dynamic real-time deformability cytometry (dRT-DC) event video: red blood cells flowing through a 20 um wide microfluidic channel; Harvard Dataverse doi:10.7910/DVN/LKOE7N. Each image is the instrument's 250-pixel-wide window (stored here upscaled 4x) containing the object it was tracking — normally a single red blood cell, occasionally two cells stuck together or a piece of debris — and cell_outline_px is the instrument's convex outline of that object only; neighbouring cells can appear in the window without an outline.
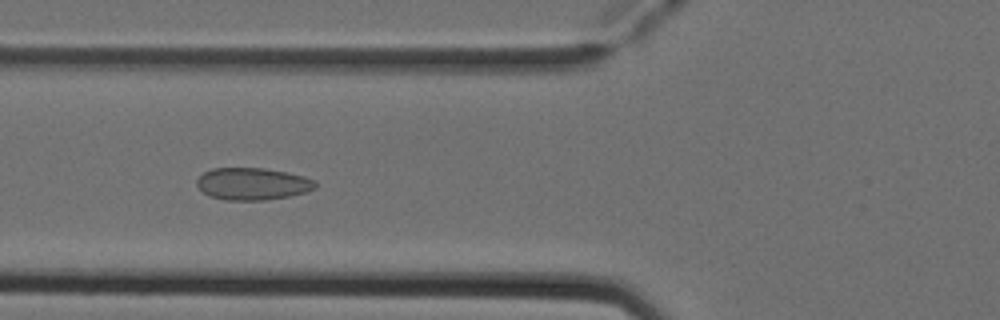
{"species": "Egyptian fruit bat (a non-hibernating species)", "species_latin": "Rousettus aegyptiacus", "temperature_condition": "cold", "stored_images_in_passage": 52, "camera_frame_rate_fps": 3000, "um_per_image_px": 0.085, "animal": {"sex": "female"}, "frame": {"image": 1, "passage_image": 20, "time_ms": 6.333, "image_size_px": [1000, 320], "cell_outline_px": [[316, 188], [304, 192], [288, 196], [264, 200], [224, 200], [212, 196], [204, 192], [196, 184], [196, 180], [204, 172], [212, 168], [264, 168], [304, 176], [316, 180]], "centroid_in_image_um": [21.47, 15.62], "position_along_channel_um": 104.3, "area_um2": 22.02}}
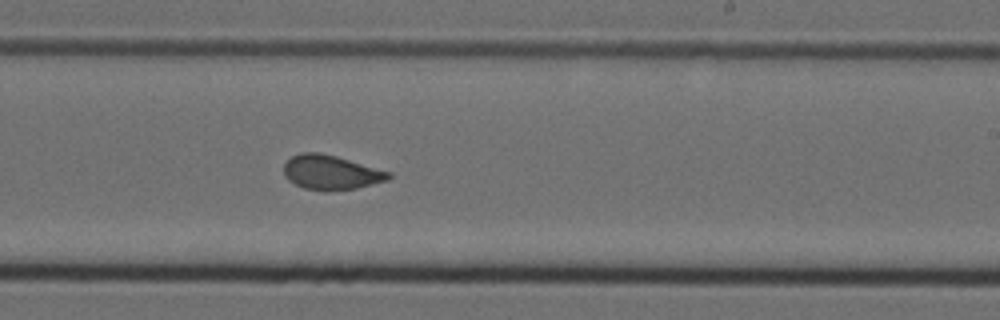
{"frame": {"image": 2, "passage_image": 32, "time_ms": 10.333, "image_size_px": [1000, 320], "cell_outline_px": [[392, 176], [388, 180], [356, 188], [324, 192], [304, 188], [288, 180], [284, 176], [284, 164], [292, 156], [300, 152], [320, 152], [336, 156], [392, 172]], "centroid_in_image_um": [28.13, 14.66], "position_along_channel_um": 260.9, "area_um2": 21.21}}
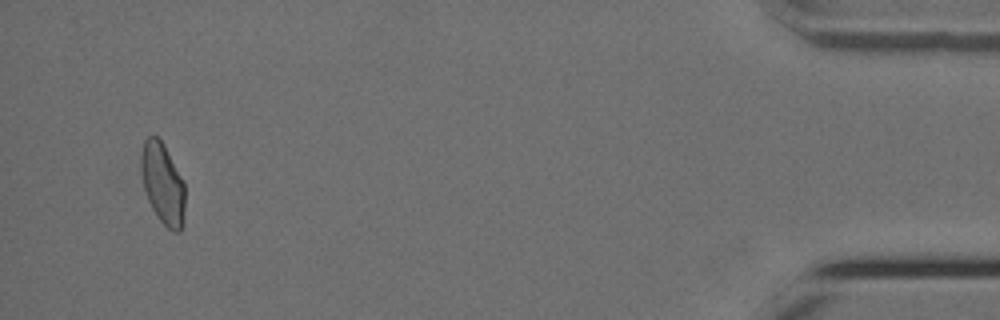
{"frame": {"image": 3, "passage_image": 50, "time_ms": 16.333, "image_size_px": [1000, 320], "cell_outline_px": [[184, 224], [180, 232], [172, 232], [156, 216], [148, 200], [144, 188], [140, 172], [140, 160], [144, 140], [148, 136], [156, 136], [164, 144], [184, 184]], "centroid_in_image_um": [13.82, 15.63], "position_along_channel_um": 421.4, "area_um2": 20.75}, "authors_computed_cell_mechanics": {"area_um2": 21.2993, "velocity_mm_per_s": 3.9158, "shape_relaxation_time_tau1_ms": null, "shape_relaxation_time_tau2_ms": 0.8992, "deformation_change_tau1": null, "deformation_change_tau2": 0.058}}